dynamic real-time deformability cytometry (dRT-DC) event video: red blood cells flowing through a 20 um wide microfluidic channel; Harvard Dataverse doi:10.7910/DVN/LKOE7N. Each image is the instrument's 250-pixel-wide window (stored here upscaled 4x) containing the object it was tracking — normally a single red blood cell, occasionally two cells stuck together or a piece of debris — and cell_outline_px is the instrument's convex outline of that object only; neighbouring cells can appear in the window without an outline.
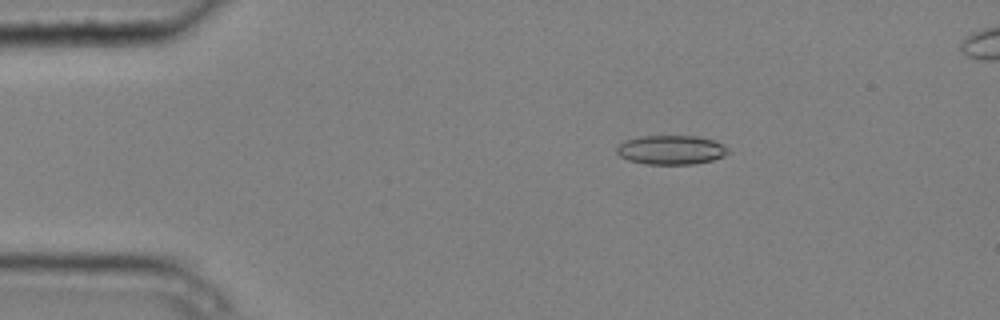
{"species": "common noctule bat (a hibernating species)", "species_latin": "Nyctalus noctula", "temperature_condition": "cold", "stored_images_in_passage": 5, "camera_frame_rate_fps": 3000, "um_per_image_px": 0.085, "animal": {"sex": "male", "body_mass_g": 20.4}, "frame": {"image": 1, "passage_image": 2, "time_ms": 0.333, "image_size_px": [1000, 320], "cell_outline_px": [[728, 152], [724, 156], [712, 160], [692, 164], [644, 164], [628, 160], [620, 156], [616, 152], [616, 148], [620, 144], [628, 140], [644, 136], [696, 136], [716, 140], [728, 148]], "centroid_in_image_um": [57.06, 12.74], "position_along_channel_um": 27.9, "area_um2": 18.84}}
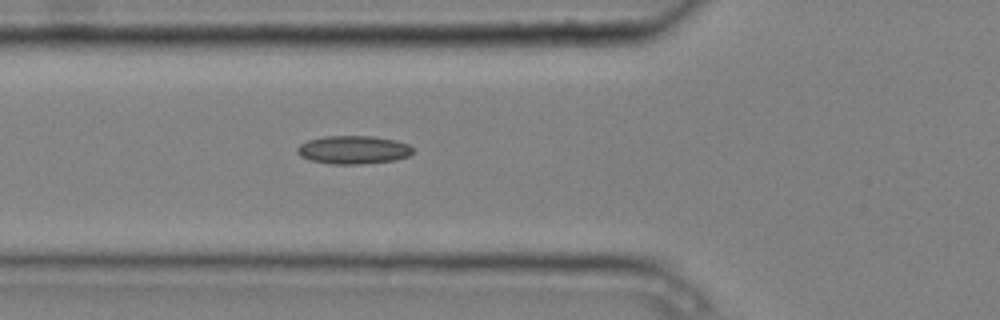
{"frame": {"image": 2, "passage_image": 5, "time_ms": 1.333, "image_size_px": [1000, 320], "cell_outline_px": [[412, 152], [408, 156], [396, 160], [360, 164], [332, 164], [312, 160], [300, 156], [296, 152], [296, 148], [300, 144], [308, 140], [324, 136], [372, 136], [396, 140], [408, 144], [412, 148]], "centroid_in_image_um": [30.02, 12.73], "position_along_channel_um": 95.8, "area_um2": 19.02}}